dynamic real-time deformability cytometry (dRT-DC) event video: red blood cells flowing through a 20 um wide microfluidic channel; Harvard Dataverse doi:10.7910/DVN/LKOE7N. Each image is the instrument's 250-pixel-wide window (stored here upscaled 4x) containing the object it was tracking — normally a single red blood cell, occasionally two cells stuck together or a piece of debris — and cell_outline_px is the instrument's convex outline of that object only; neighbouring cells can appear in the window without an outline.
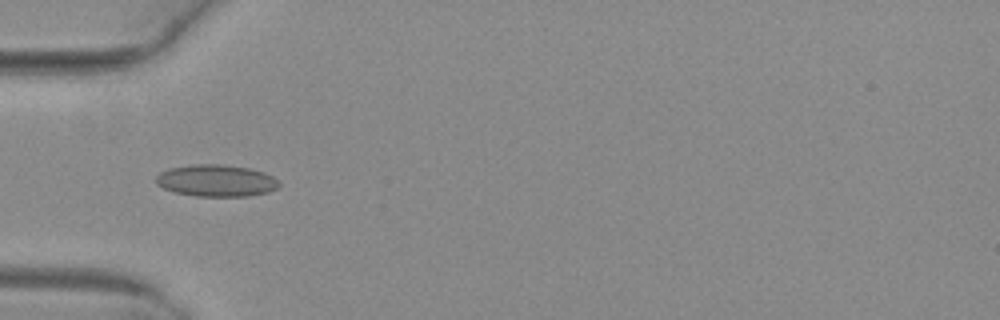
{"species": "common noctule bat (a hibernating species)", "species_latin": "Nyctalus noctula", "temperature_condition": "warm", "stored_images_in_passage": 41, "camera_frame_rate_fps": 3000, "um_per_image_px": 0.085, "animal": {"sex": "female", "body_mass_g": 29.2, "forearm_length_mm": 56.3}, "frame": {"image": 1, "passage_image": 9, "time_ms": 2.667, "image_size_px": [1000, 320], "cell_outline_px": [[280, 184], [276, 188], [268, 192], [248, 196], [196, 196], [172, 192], [156, 184], [156, 176], [160, 172], [168, 168], [192, 164], [220, 164], [248, 168], [264, 172], [272, 176]], "centroid_in_image_um": [18.34, 15.35], "position_along_channel_um": 66.7, "area_um2": 22.89}}
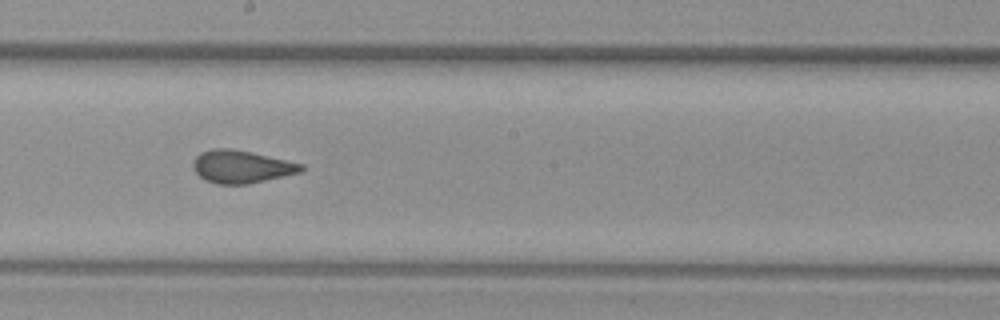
{"frame": {"image": 2, "passage_image": 21, "time_ms": 6.667, "image_size_px": [1000, 320], "cell_outline_px": [[304, 168], [300, 172], [248, 184], [216, 184], [204, 180], [192, 168], [192, 164], [196, 156], [200, 152], [212, 148], [232, 148], [252, 152], [304, 164]], "centroid_in_image_um": [20.48, 14.16], "position_along_channel_um": 227.7, "area_um2": 20.69}}
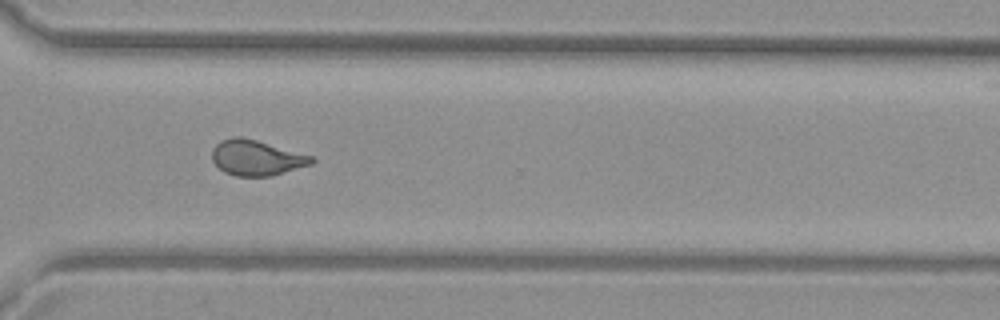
{"frame": {"image": 3, "passage_image": 30, "time_ms": 9.667, "image_size_px": [1000, 320], "cell_outline_px": [[316, 160], [312, 164], [272, 176], [236, 176], [224, 172], [212, 160], [212, 148], [220, 140], [232, 136], [240, 136], [256, 140], [312, 156]], "centroid_in_image_um": [21.78, 13.41], "position_along_channel_um": 348.8, "area_um2": 20.52}, "authors_computed_cell_mechanics": {"area_um2": 20.6924, "velocity_mm_per_s": 4.0487, "shape_relaxation_time_tau1_ms": null, "shape_relaxation_time_tau2_ms": 0.7497, "deformation_change_tau1": null, "deformation_change_tau2": 0.0678}}